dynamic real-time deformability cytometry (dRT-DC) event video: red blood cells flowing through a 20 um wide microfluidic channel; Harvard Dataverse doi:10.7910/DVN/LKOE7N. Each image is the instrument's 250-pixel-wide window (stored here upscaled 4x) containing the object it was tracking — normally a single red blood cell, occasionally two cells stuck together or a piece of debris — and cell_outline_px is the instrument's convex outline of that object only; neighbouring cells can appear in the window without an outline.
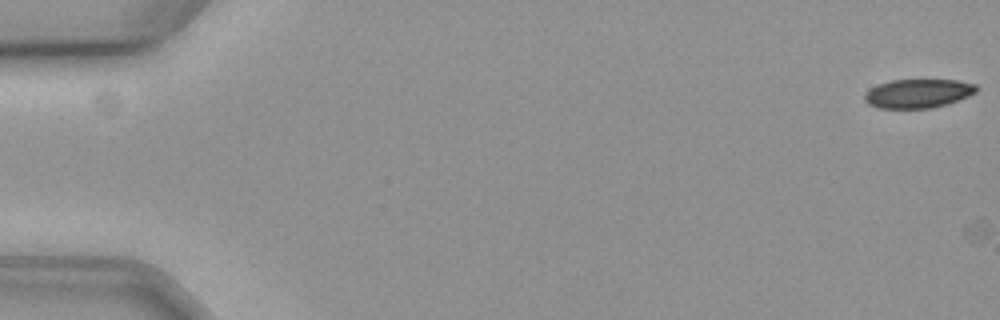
{"species": "common noctule bat (a hibernating species)", "species_latin": "Nyctalus noctula", "temperature_condition": "cold", "stored_images_in_passage": 6, "camera_frame_rate_fps": 3000, "um_per_image_px": 0.085, "animal": {"sex": "female", "body_mass_g": 19.3, "forearm_length_mm": 54.1}, "frame": {"image": 1, "passage_image": 1, "time_ms": 0.0, "image_size_px": [1000, 320], "cell_outline_px": [[976, 92], [968, 96], [948, 104], [932, 108], [880, 108], [868, 104], [864, 100], [864, 96], [872, 88], [880, 84], [892, 80], [956, 80], [976, 84]], "centroid_in_image_um": [78.05, 7.95], "position_along_channel_um": 6.9, "area_um2": 18.61}}